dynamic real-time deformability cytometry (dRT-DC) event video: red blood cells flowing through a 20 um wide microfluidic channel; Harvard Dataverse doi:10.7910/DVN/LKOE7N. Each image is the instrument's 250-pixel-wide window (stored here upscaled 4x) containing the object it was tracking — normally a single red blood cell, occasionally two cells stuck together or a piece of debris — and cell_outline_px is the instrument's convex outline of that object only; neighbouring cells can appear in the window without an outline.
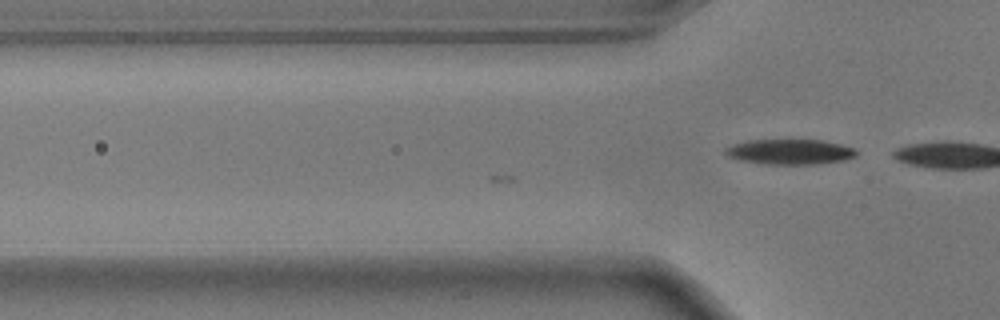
{"species": "common noctule bat (a hibernating species)", "species_latin": "Nyctalus noctula", "temperature_condition": "warm", "stored_images_in_passage": 4, "camera_frame_rate_fps": 3000, "um_per_image_px": 0.085, "animal": {"sex": "male", "body_mass_g": 17.9}, "frame": {"image": 1, "passage_image": 4, "time_ms": 1.0, "image_size_px": [1000, 320], "cell_outline_px": [[860, 152], [856, 156], [844, 160], [816, 164], [764, 164], [740, 160], [728, 156], [724, 152], [724, 148], [732, 144], [748, 140], [824, 140], [856, 148]], "centroid_in_image_um": [67.16, 12.9], "position_along_channel_um": 58.6, "area_um2": 19.42}}